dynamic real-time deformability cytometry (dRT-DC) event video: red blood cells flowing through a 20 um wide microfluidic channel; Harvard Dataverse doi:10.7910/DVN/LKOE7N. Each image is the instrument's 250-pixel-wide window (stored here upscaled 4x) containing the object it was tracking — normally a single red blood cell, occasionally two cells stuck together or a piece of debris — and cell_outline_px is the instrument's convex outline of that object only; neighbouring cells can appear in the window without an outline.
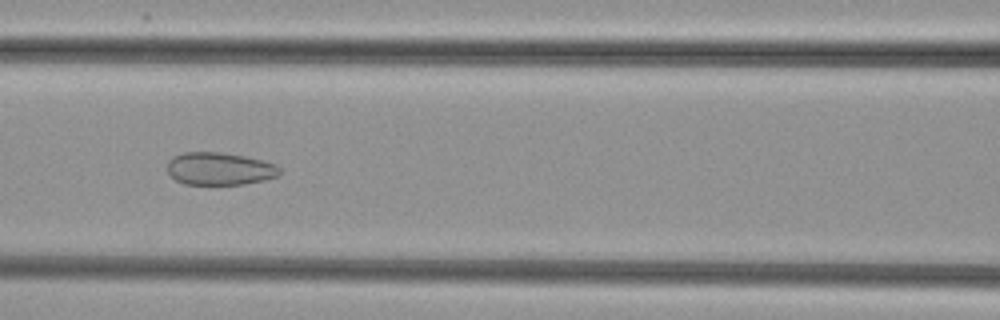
{"species": "common noctule bat (a hibernating species)", "species_latin": "Nyctalus noctula", "temperature_condition": "cold", "stored_images_in_passage": 46, "camera_frame_rate_fps": 3000, "um_per_image_px": 0.085, "animal": {"sex": "female", "body_mass_g": 29.2, "forearm_length_mm": 56.3}, "frame": {"image": 1, "passage_image": 17, "time_ms": 5.333, "image_size_px": [1000, 320], "cell_outline_px": [[280, 172], [276, 176], [264, 180], [244, 184], [184, 184], [176, 180], [168, 172], [168, 160], [172, 156], [184, 152], [220, 152], [244, 156], [276, 164], [280, 168]], "centroid_in_image_um": [18.64, 14.34], "position_along_channel_um": 148.0, "area_um2": 21.27}}
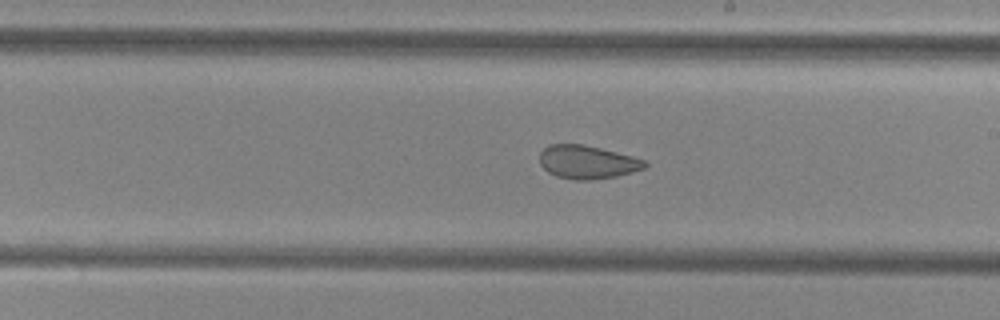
{"frame": {"image": 2, "passage_image": 24, "time_ms": 7.667, "image_size_px": [1000, 320], "cell_outline_px": [[648, 164], [644, 168], [632, 172], [616, 176], [592, 180], [576, 180], [556, 176], [548, 172], [540, 164], [540, 152], [548, 144], [584, 144], [632, 156], [644, 160]], "centroid_in_image_um": [49.9, 13.77], "position_along_channel_um": 239.1, "area_um2": 20.4}}
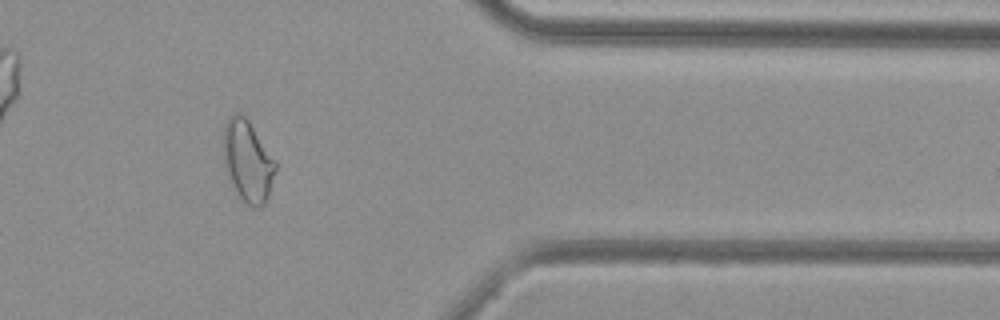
{"frame": {"image": 3, "passage_image": 37, "time_ms": 12.0, "image_size_px": [1000, 320], "cell_outline_px": [[276, 168], [268, 196], [264, 204], [260, 208], [252, 208], [236, 196], [224, 172], [224, 124], [228, 116], [236, 112], [240, 112], [248, 120], [276, 160]], "centroid_in_image_um": [21.03, 13.73], "position_along_channel_um": 390.4, "area_um2": 25.26}}